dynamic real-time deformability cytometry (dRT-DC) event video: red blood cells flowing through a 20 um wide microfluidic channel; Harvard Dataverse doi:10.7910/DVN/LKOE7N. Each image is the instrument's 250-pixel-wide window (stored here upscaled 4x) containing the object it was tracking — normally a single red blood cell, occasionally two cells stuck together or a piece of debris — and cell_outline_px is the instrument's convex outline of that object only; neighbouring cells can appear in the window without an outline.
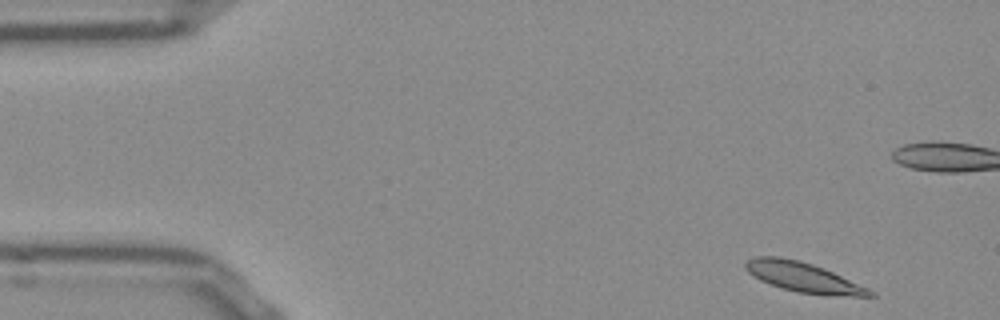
{"species": "Egyptian fruit bat (a non-hibernating species)", "species_latin": "Rousettus aegyptiacus", "temperature_condition": "room temperature", "stored_images_in_passage": 50, "camera_frame_rate_fps": 3000, "um_per_image_px": 0.085, "frame": {"image": 1, "passage_image": 1, "time_ms": 0.0, "image_size_px": [1000, 320], "cell_outline_px": [[876, 296], [828, 296], [796, 292], [780, 288], [760, 280], [748, 272], [744, 268], [744, 264], [748, 260], [756, 256], [780, 256], [800, 260], [824, 268], [868, 288], [876, 292]], "centroid_in_image_um": [68.29, 23.57], "position_along_channel_um": 16.7, "area_um2": 21.85}}
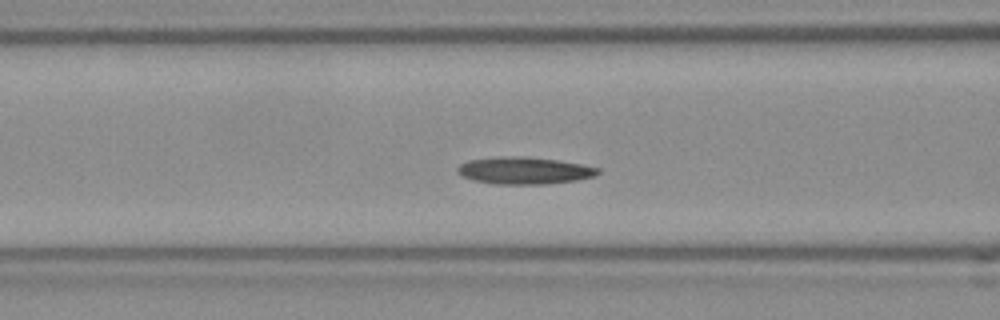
{"frame": {"image": 2, "passage_image": 17, "time_ms": 5.333, "image_size_px": [1000, 320], "cell_outline_px": [[600, 172], [596, 176], [576, 180], [544, 184], [496, 184], [472, 180], [460, 176], [456, 172], [456, 168], [460, 164], [468, 160], [496, 156], [524, 156], [556, 160], [580, 164], [600, 168]], "centroid_in_image_um": [44.51, 14.49], "position_along_channel_um": 122.1, "area_um2": 22.37}}
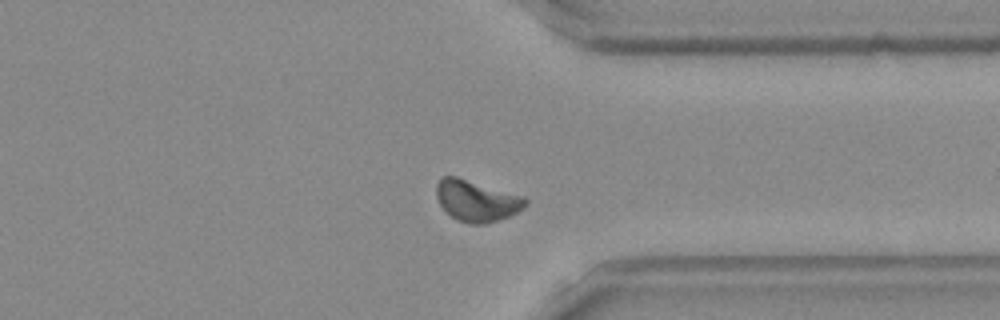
{"frame": {"image": 3, "passage_image": 37, "time_ms": 12.0, "image_size_px": [1000, 320], "cell_outline_px": [[528, 204], [524, 208], [508, 216], [484, 224], [472, 224], [460, 220], [452, 216], [440, 204], [436, 196], [436, 184], [440, 176], [456, 176], [524, 196], [528, 200]], "centroid_in_image_um": [40.51, 17.04], "position_along_channel_um": 370.9, "area_um2": 21.21}}